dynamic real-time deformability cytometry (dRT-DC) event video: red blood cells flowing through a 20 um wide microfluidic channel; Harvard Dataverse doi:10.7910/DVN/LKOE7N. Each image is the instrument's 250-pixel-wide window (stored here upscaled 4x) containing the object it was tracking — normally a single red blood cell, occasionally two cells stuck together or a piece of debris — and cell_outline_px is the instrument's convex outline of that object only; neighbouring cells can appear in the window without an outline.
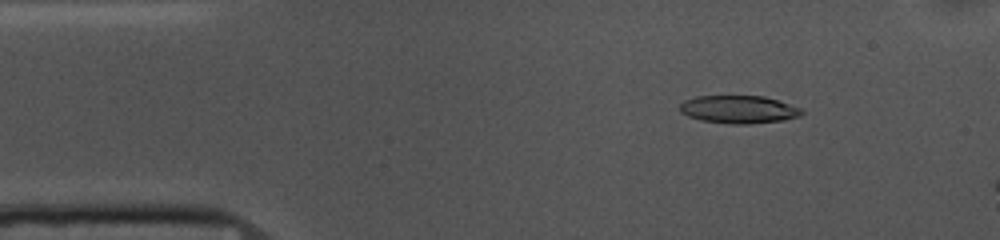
{"species": "common noctule bat (a hibernating species)", "species_latin": "Nyctalus noctula", "temperature_condition": "cold", "stored_images_in_passage": 51, "camera_frame_rate_fps": 3000, "um_per_image_px": 0.085, "animal": {"sex": "female", "body_mass_g": 10.0, "forearm_length_mm": 53.1}, "frame": {"image": 1, "passage_image": 7, "time_ms": 2.0, "image_size_px": [1000, 240], "cell_outline_px": [[804, 112], [800, 116], [784, 120], [748, 124], [732, 124], [700, 120], [688, 116], [680, 112], [680, 104], [684, 100], [696, 96], [764, 96], [800, 108]], "centroid_in_image_um": [62.76, 9.3], "position_along_channel_um": 22.2, "area_um2": 19.71}}
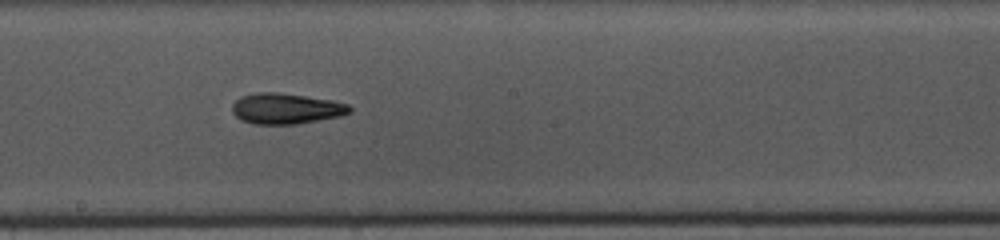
{"frame": {"image": 2, "passage_image": 28, "time_ms": 9.0, "image_size_px": [1000, 240], "cell_outline_px": [[352, 112], [340, 116], [296, 124], [252, 124], [240, 120], [232, 112], [232, 104], [240, 96], [260, 92], [280, 92], [332, 100], [348, 104], [352, 108]], "centroid_in_image_um": [24.3, 9.23], "position_along_channel_um": 223.9, "area_um2": 21.15}}
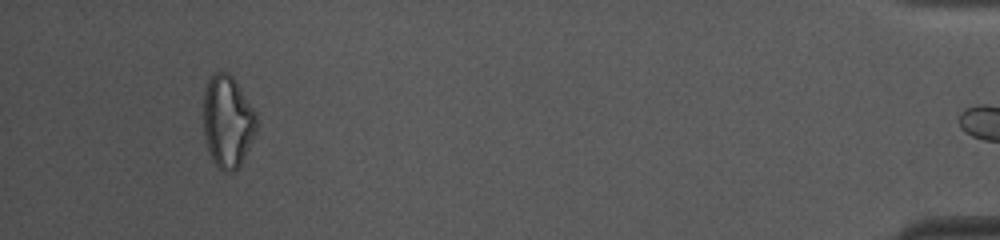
{"frame": {"image": 3, "passage_image": 50, "time_ms": 16.333, "image_size_px": [1000, 240], "cell_outline_px": [[256, 132], [240, 164], [232, 172], [224, 172], [216, 168], [208, 152], [204, 136], [204, 92], [208, 76], [216, 72], [228, 72], [232, 76], [256, 112]], "centroid_in_image_um": [19.32, 10.33], "position_along_channel_um": 415.9, "area_um2": 28.61}, "authors_computed_cell_mechanics": {"area_um2": 20.6346, "velocity_mm_per_s": 3.6667, "shape_relaxation_time_tau1_ms": 6.1354, "shape_relaxation_time_tau2_ms": 7.3548, "deformation_change_tau1": 0.1644, "deformation_change_tau2": 0.1947}}